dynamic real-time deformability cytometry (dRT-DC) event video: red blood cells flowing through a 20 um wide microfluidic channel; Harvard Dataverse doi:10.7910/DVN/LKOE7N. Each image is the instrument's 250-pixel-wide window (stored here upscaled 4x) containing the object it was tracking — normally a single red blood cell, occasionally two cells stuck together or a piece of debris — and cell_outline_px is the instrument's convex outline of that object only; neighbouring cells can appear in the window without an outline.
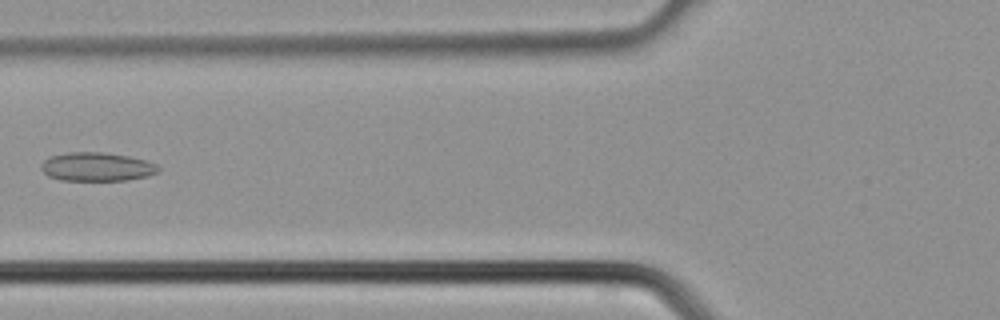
{"species": "common noctule bat (a hibernating species)", "species_latin": "Nyctalus noctula", "temperature_condition": "cold", "stored_images_in_passage": 38, "camera_frame_rate_fps": 3000, "um_per_image_px": 0.085, "animal": {"sex": "male", "body_mass_g": 21.5, "forearm_length_mm": 52.0}, "frame": {"image": 1, "passage_image": 14, "time_ms": 4.333, "image_size_px": [1000, 320], "cell_outline_px": [[160, 168], [156, 172], [148, 176], [128, 180], [60, 180], [48, 176], [40, 168], [40, 164], [44, 160], [52, 156], [68, 152], [104, 152], [128, 156], [144, 160], [156, 164]], "centroid_in_image_um": [8.21, 14.18], "position_along_channel_um": 117.6, "area_um2": 19.54}}
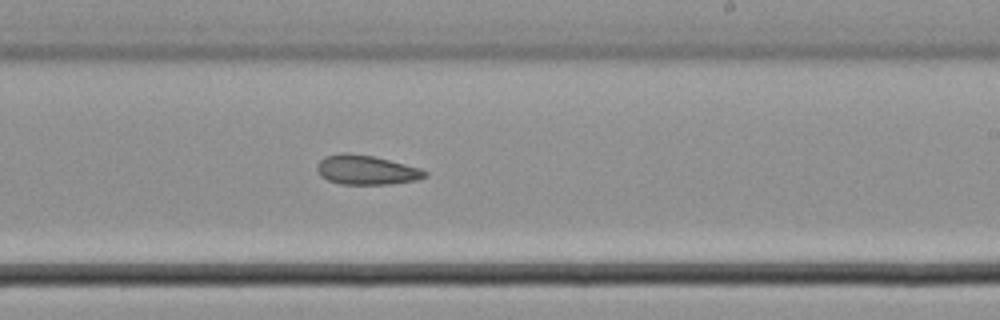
{"frame": {"image": 2, "passage_image": 22, "time_ms": 7.0, "image_size_px": [1000, 320], "cell_outline_px": [[428, 176], [416, 180], [392, 184], [340, 184], [328, 180], [320, 176], [316, 168], [320, 160], [324, 156], [340, 152], [348, 152], [372, 156], [420, 168], [428, 172]], "centroid_in_image_um": [31.11, 14.44], "position_along_channel_um": 257.9, "area_um2": 18.55}}
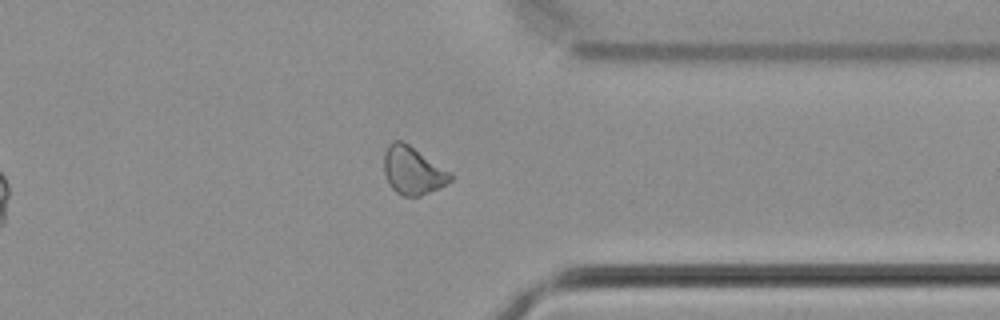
{"frame": {"image": 3, "passage_image": 29, "time_ms": 9.333, "image_size_px": [1000, 320], "cell_outline_px": [[452, 180], [420, 196], [404, 196], [396, 192], [392, 188], [384, 172], [384, 152], [388, 144], [396, 140], [400, 140], [408, 144], [452, 172]], "centroid_in_image_um": [35.08, 14.48], "position_along_channel_um": 376.3, "area_um2": 18.26}}